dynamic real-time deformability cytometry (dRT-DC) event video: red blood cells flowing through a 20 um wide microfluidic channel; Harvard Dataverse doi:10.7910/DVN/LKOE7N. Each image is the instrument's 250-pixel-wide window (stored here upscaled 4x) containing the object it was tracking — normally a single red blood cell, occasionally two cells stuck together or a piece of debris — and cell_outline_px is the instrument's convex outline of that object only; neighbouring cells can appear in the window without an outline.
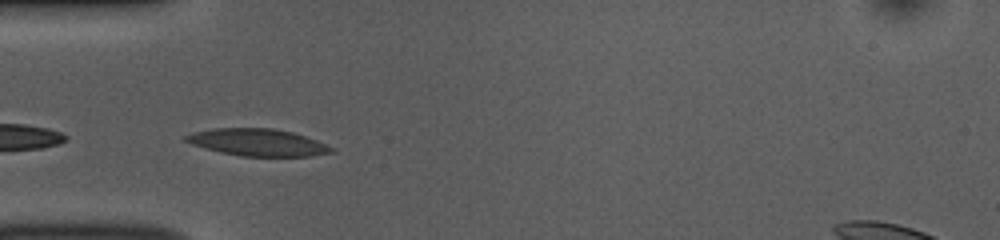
{"species": "common noctule bat (a hibernating species)", "species_latin": "Nyctalus noctula", "temperature_condition": "room temperature", "stored_images_in_passage": 28, "camera_frame_rate_fps": 3000, "um_per_image_px": 0.085, "animal": {"sex": "female", "body_mass_g": 10.0, "forearm_length_mm": 53.1}, "frame": {"image": 1, "passage_image": 1, "time_ms": 0.0, "image_size_px": [1000, 240], "cell_outline_px": [[332, 152], [312, 156], [240, 156], [220, 152], [204, 148], [192, 144], [184, 140], [184, 136], [192, 132], [212, 128], [272, 128], [292, 132], [316, 140], [332, 148]], "centroid_in_image_um": [21.84, 12.1], "position_along_channel_um": 63.2, "area_um2": 22.83}}
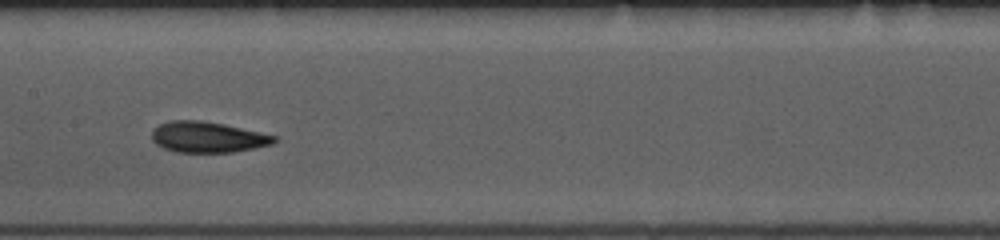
{"frame": {"image": 2, "passage_image": 11, "time_ms": 3.333, "image_size_px": [1000, 240], "cell_outline_px": [[276, 140], [272, 144], [256, 148], [232, 152], [176, 152], [164, 148], [156, 144], [152, 140], [152, 132], [160, 124], [172, 120], [200, 120], [224, 124], [260, 132], [276, 136]], "centroid_in_image_um": [17.65, 11.66], "position_along_channel_um": 189.7, "area_um2": 21.85}}
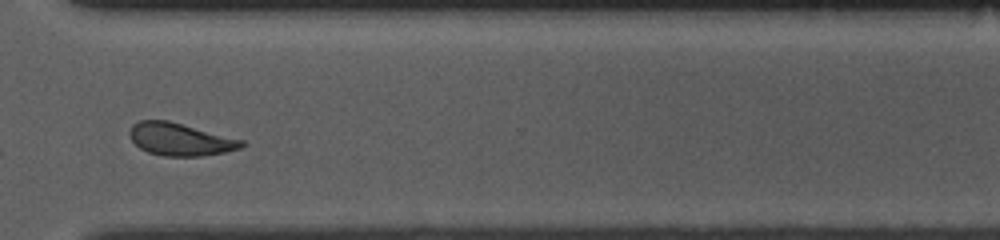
{"frame": {"image": 3, "passage_image": 24, "time_ms": 7.667, "image_size_px": [1000, 240], "cell_outline_px": [[248, 144], [240, 148], [224, 152], [200, 156], [164, 156], [148, 152], [140, 148], [132, 140], [128, 132], [132, 124], [140, 120], [168, 120], [244, 140]], "centroid_in_image_um": [15.32, 11.84], "position_along_channel_um": 355.3, "area_um2": 21.27}, "authors_computed_cell_mechanics": {"area_um2": 21.9062, "velocity_mm_per_s": 3.8291, "shape_relaxation_time_tau1_ms": 3.0231, "shape_relaxation_time_tau2_ms": 2.7106, "deformation_change_tau1": 0.1228, "deformation_change_tau2": 0.0971}}